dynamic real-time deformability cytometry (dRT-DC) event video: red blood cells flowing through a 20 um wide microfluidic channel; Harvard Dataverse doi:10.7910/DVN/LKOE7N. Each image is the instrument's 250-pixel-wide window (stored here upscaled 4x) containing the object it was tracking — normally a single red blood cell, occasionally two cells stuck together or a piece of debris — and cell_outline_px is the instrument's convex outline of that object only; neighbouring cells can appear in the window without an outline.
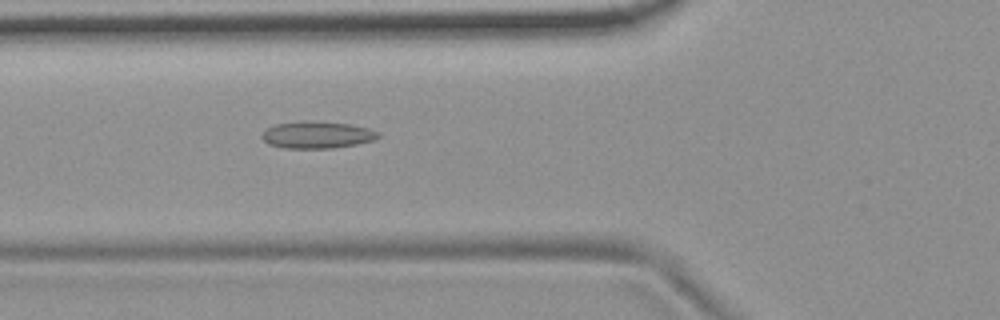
{"species": "common noctule bat (a hibernating species)", "species_latin": "Nyctalus noctula", "temperature_condition": "room temperature", "stored_images_in_passage": 5, "camera_frame_rate_fps": 3000, "um_per_image_px": 0.085, "animal": {"sex": "female", "body_mass_g": 19.9}, "frame": {"image": 1, "passage_image": 5, "time_ms": 1.333, "image_size_px": [1000, 320], "cell_outline_px": [[380, 136], [372, 140], [356, 144], [332, 148], [284, 148], [268, 144], [260, 136], [268, 128], [276, 124], [304, 120], [352, 124], [368, 128], [380, 132]], "centroid_in_image_um": [26.95, 11.45], "position_along_channel_um": 98.8, "area_um2": 18.26}}